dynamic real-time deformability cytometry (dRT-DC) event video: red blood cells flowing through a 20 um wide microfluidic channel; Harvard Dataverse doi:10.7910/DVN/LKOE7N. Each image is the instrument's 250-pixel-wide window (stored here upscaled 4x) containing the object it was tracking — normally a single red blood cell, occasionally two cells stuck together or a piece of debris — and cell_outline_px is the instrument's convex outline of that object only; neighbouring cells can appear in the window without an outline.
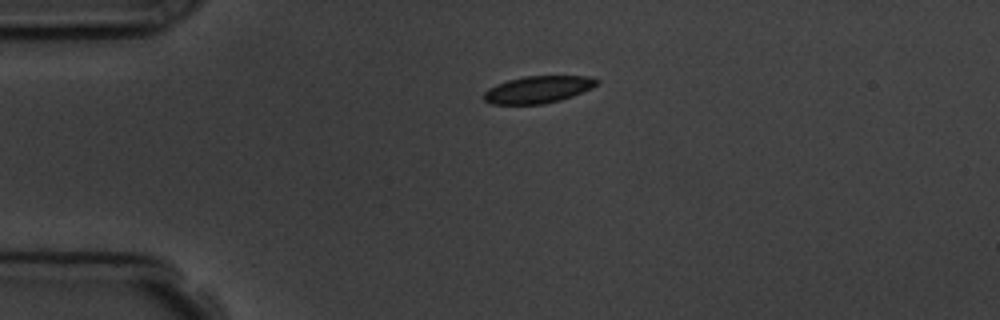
{"species": "common noctule bat (a hibernating species)", "species_latin": "Nyctalus noctula", "temperature_condition": "room temperature", "stored_images_in_passage": 2, "camera_frame_rate_fps": 3000, "um_per_image_px": 0.085, "animal": {"sex": "male", "body_mass_g": 19.5, "forearm_length_mm": 54.6}, "frame": {"image": 1, "passage_image": 1, "time_ms": 0.0, "image_size_px": [1000, 320], "cell_outline_px": [[596, 84], [592, 88], [572, 96], [560, 100], [544, 104], [492, 104], [484, 100], [484, 92], [488, 88], [496, 84], [508, 80], [524, 76], [588, 76], [596, 80]], "centroid_in_image_um": [45.69, 7.61], "position_along_channel_um": 39.3, "area_um2": 17.69}}